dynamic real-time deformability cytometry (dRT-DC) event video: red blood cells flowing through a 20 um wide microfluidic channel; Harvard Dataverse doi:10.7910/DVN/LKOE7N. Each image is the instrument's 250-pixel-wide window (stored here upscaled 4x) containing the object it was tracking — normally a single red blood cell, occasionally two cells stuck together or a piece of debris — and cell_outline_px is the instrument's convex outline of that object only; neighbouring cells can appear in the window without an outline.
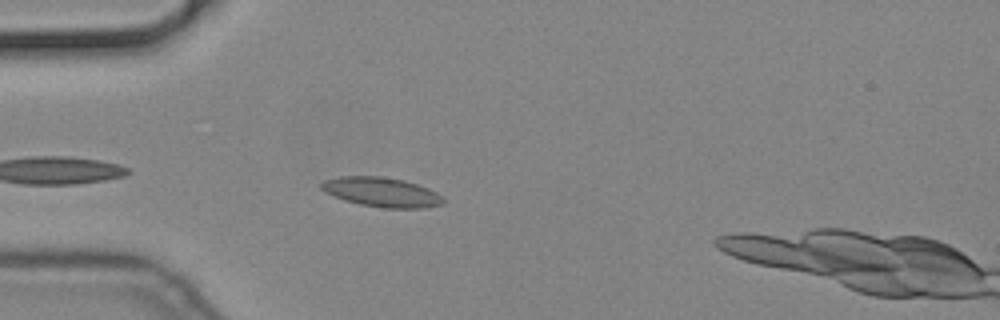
{"species": "common noctule bat (a hibernating species)", "species_latin": "Nyctalus noctula", "temperature_condition": "cold", "stored_images_in_passage": 42, "camera_frame_rate_fps": 3000, "um_per_image_px": 0.085, "animal": {"sex": "male", "body_mass_g": 19.2, "forearm_length_mm": 51.8}, "frame": {"image": 1, "passage_image": 4, "time_ms": 1.0, "image_size_px": [1000, 320], "cell_outline_px": [[444, 204], [424, 208], [384, 208], [360, 204], [344, 200], [324, 192], [320, 188], [320, 184], [324, 180], [340, 176], [380, 176], [404, 180], [428, 188], [444, 196]], "centroid_in_image_um": [32.44, 16.33], "position_along_channel_um": 52.6, "area_um2": 21.1}}
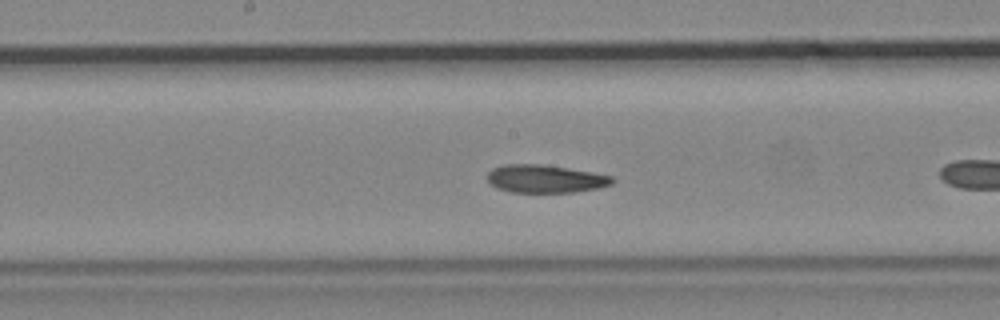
{"frame": {"image": 2, "passage_image": 14, "time_ms": 4.333, "image_size_px": [1000, 320], "cell_outline_px": [[616, 180], [612, 184], [596, 188], [572, 192], [512, 192], [496, 188], [488, 180], [488, 172], [492, 168], [504, 164], [540, 164], [568, 168], [592, 172], [612, 176]], "centroid_in_image_um": [46.34, 15.19], "position_along_channel_um": 201.9, "area_um2": 20.23}}
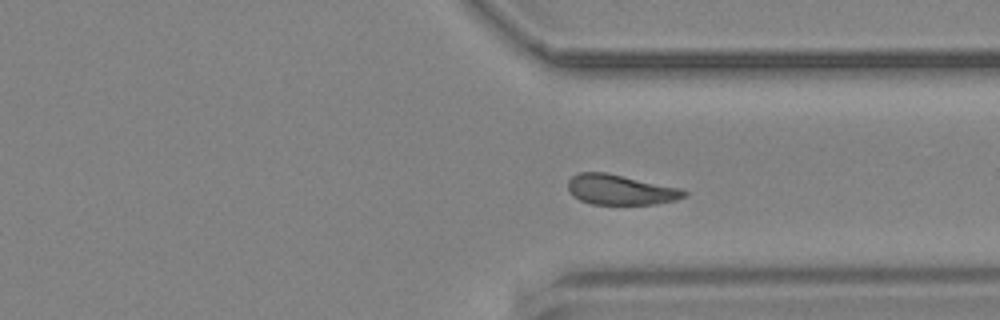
{"frame": {"image": 3, "passage_image": 27, "time_ms": 8.667, "image_size_px": [1000, 320], "cell_outline_px": [[688, 196], [676, 200], [656, 204], [592, 204], [580, 200], [572, 196], [568, 188], [568, 180], [572, 176], [580, 172], [604, 172], [680, 188], [688, 192]], "centroid_in_image_um": [52.74, 16.13], "position_along_channel_um": 358.7, "area_um2": 20.35}}